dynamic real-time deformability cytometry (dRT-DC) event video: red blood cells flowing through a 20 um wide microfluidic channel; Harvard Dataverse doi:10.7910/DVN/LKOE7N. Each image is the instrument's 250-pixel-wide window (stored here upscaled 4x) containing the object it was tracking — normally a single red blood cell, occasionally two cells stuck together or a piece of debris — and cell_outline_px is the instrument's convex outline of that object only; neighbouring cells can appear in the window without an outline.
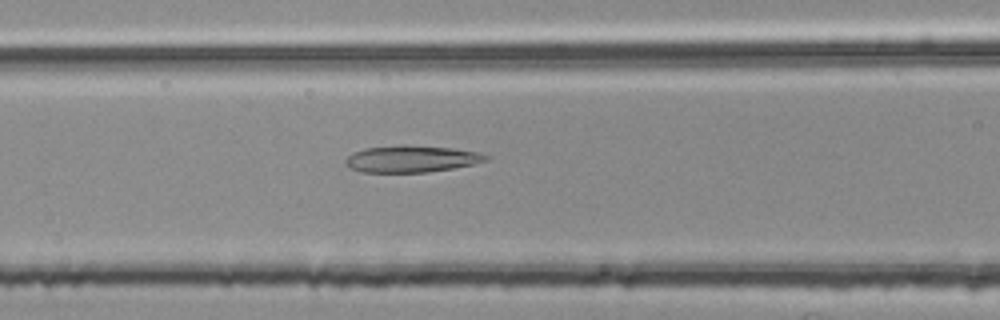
{"species": "common noctule bat (a hibernating species)", "species_latin": "Nyctalus noctula", "temperature_condition": "room temperature", "stored_images_in_passage": 34, "camera_frame_rate_fps": 3000, "um_per_image_px": 0.085, "animal": {"sex": "female", "body_mass_g": 25.1}, "frame": {"image": 1, "passage_image": 12, "time_ms": 3.667, "image_size_px": [1000, 320], "cell_outline_px": [[488, 160], [472, 164], [452, 168], [428, 172], [364, 172], [352, 168], [344, 160], [352, 152], [364, 148], [452, 148], [476, 152], [488, 156]], "centroid_in_image_um": [34.97, 13.55], "position_along_channel_um": 131.6, "area_um2": 20.46}}
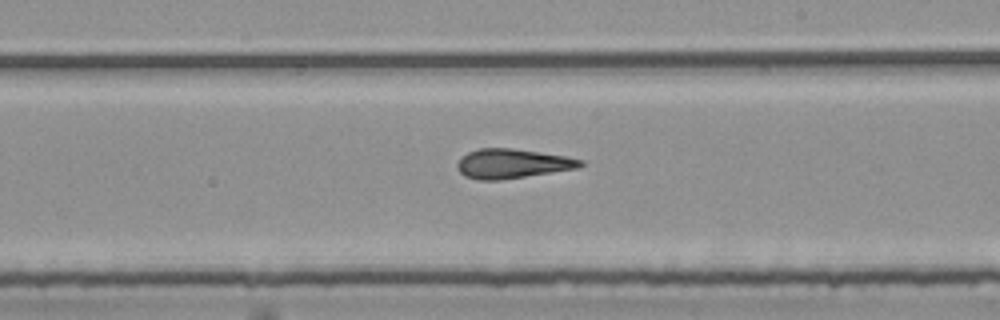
{"frame": {"image": 2, "passage_image": 21, "time_ms": 6.667, "image_size_px": [1000, 320], "cell_outline_px": [[584, 164], [576, 168], [500, 180], [480, 180], [464, 176], [456, 168], [456, 164], [460, 156], [468, 152], [480, 148], [512, 148], [568, 156], [584, 160]], "centroid_in_image_um": [43.5, 13.9], "position_along_channel_um": 245.5, "area_um2": 21.15}}
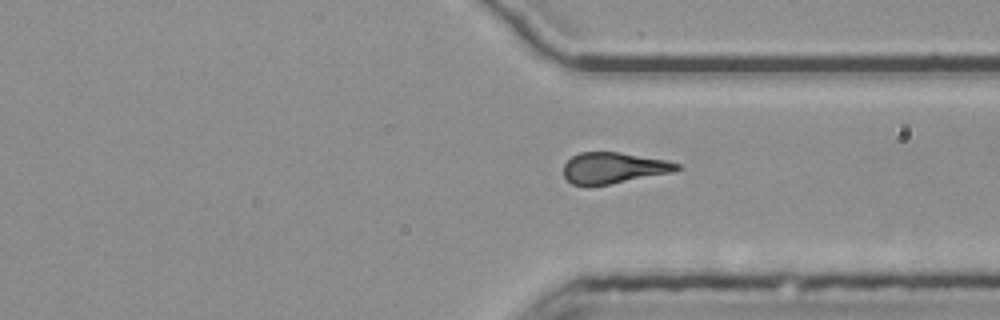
{"frame": {"image": 3, "passage_image": 30, "time_ms": 9.667, "image_size_px": [1000, 320], "cell_outline_px": [[684, 168], [672, 172], [608, 184], [572, 184], [564, 176], [564, 164], [572, 156], [580, 152], [620, 152], [668, 160], [680, 164]], "centroid_in_image_um": [52.2, 14.24], "position_along_channel_um": 359.2, "area_um2": 20.29}}